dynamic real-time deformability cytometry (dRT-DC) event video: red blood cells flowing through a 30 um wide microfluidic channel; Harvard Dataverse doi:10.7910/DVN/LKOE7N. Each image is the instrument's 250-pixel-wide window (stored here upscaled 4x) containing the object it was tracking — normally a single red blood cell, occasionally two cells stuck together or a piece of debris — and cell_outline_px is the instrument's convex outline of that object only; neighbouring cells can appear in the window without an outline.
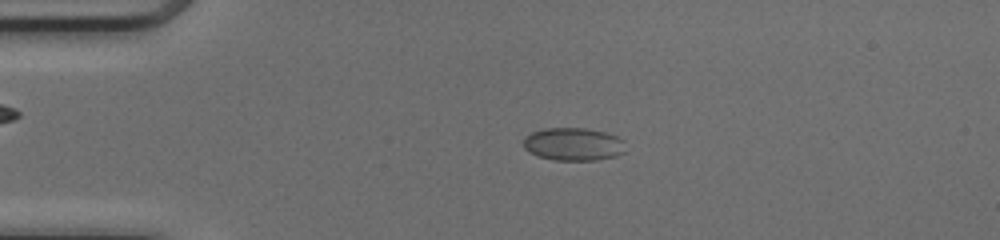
{"species": "common noctule bat (a hibernating species)", "species_latin": "Nyctalus noctula", "temperature_condition": "cold", "stored_images_in_passage": 49, "camera_frame_rate_fps": 3000, "um_per_image_px": 0.085, "animal": {"sex": "female", "body_mass_g": 17.0, "forearm_length_mm": 48.0}, "frame": {"image": 1, "passage_image": 11, "time_ms": 3.333, "image_size_px": [1000, 240], "cell_outline_px": [[624, 152], [616, 156], [596, 160], [556, 160], [540, 156], [524, 148], [524, 140], [532, 132], [548, 128], [584, 128], [604, 132], [616, 136], [624, 140]], "centroid_in_image_um": [48.78, 12.25], "position_along_channel_um": 36.2, "area_um2": 19.25}}
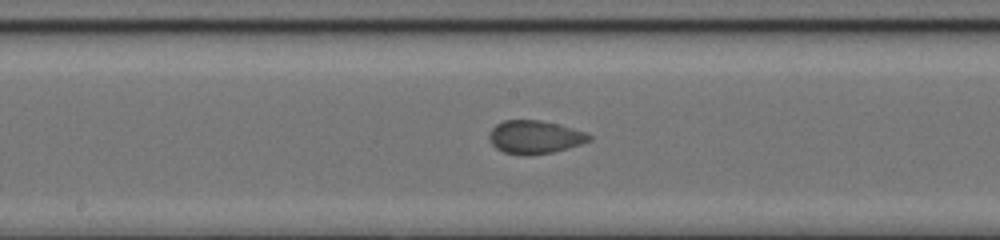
{"frame": {"image": 2, "passage_image": 26, "time_ms": 8.333, "image_size_px": [1000, 240], "cell_outline_px": [[592, 140], [568, 148], [552, 152], [528, 156], [520, 156], [504, 152], [496, 148], [492, 144], [488, 136], [492, 128], [496, 124], [504, 120], [540, 120], [572, 128], [584, 132], [592, 136]], "centroid_in_image_um": [45.43, 11.66], "position_along_channel_um": 202.8, "area_um2": 19.36}}
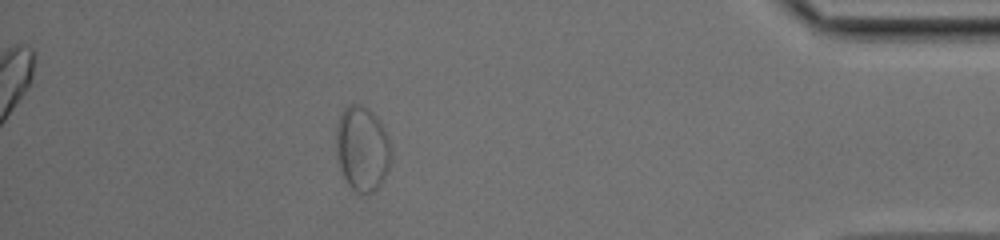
{"frame": {"image": 3, "passage_image": 44, "time_ms": 14.333, "image_size_px": [1000, 240], "cell_outline_px": [[392, 156], [384, 180], [372, 192], [356, 192], [348, 184], [340, 168], [336, 156], [336, 124], [340, 112], [348, 104], [360, 104], [368, 108], [380, 120], [388, 136], [392, 148]], "centroid_in_image_um": [30.79, 12.59], "position_along_channel_um": 404.4, "area_um2": 27.57}}